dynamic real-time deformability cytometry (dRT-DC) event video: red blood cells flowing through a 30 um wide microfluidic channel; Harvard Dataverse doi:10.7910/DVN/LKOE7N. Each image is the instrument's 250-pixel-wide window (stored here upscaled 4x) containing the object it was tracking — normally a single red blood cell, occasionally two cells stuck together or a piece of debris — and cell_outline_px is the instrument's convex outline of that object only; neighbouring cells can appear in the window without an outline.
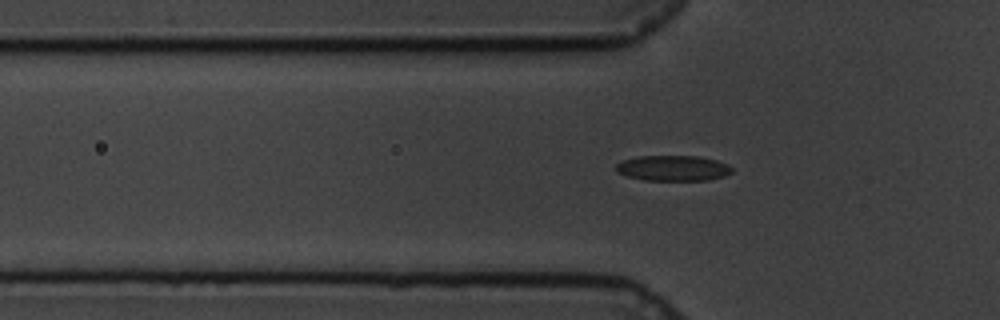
{"species": "common noctule bat (a hibernating species)", "species_latin": "Nyctalus noctula", "temperature_condition": "cold", "stored_images_in_passage": 45, "camera_frame_rate_fps": 3000, "um_per_image_px": 0.085, "animal": {"sex": "male", "body_mass_g": 19.5, "forearm_length_mm": 54.6}, "frame": {"image": 1, "passage_image": 5, "time_ms": 1.333, "image_size_px": [1000, 320], "cell_outline_px": [[732, 172], [724, 176], [708, 180], [644, 180], [628, 176], [616, 172], [616, 164], [624, 160], [640, 156], [696, 156], [716, 160], [728, 164], [732, 168]], "centroid_in_image_um": [57.22, 14.29], "position_along_channel_um": 68.6, "area_um2": 17.11}}
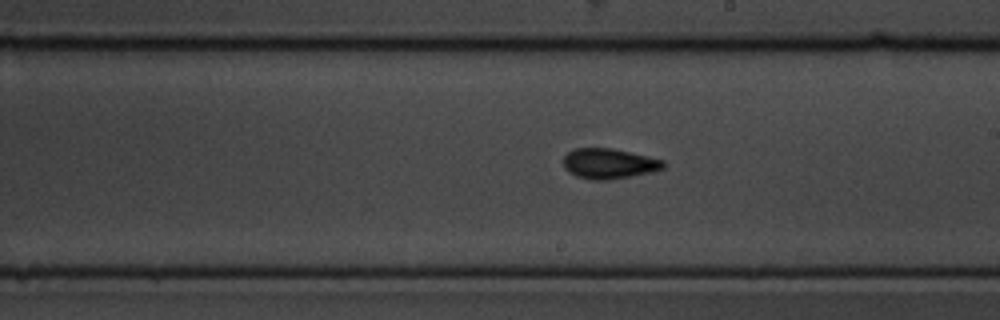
{"frame": {"image": 2, "passage_image": 20, "time_ms": 6.333, "image_size_px": [1000, 320], "cell_outline_px": [[664, 168], [652, 172], [608, 180], [592, 180], [576, 176], [568, 172], [564, 168], [564, 156], [568, 152], [576, 148], [612, 148], [648, 156], [664, 160]], "centroid_in_image_um": [51.75, 13.91], "position_along_channel_um": 237.2, "area_um2": 17.63}}
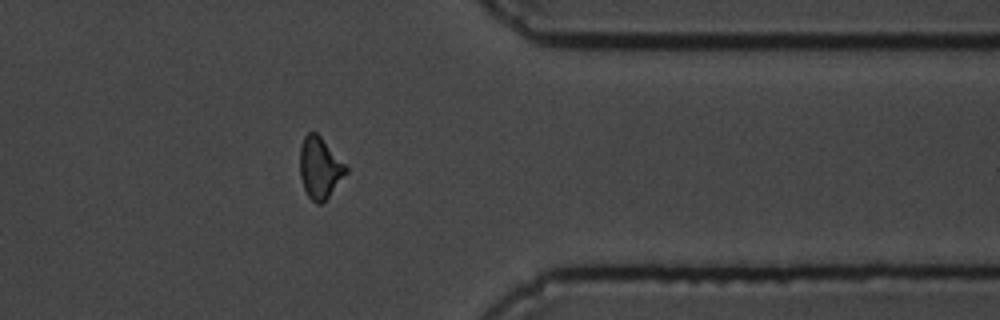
{"frame": {"image": 3, "passage_image": 34, "time_ms": 11.0, "image_size_px": [1000, 320], "cell_outline_px": [[348, 172], [328, 196], [320, 204], [316, 204], [308, 196], [304, 188], [300, 176], [300, 144], [304, 136], [308, 132], [316, 132], [320, 136], [348, 168]], "centroid_in_image_um": [27.16, 14.25], "position_along_channel_um": 384.2, "area_um2": 16.24}}